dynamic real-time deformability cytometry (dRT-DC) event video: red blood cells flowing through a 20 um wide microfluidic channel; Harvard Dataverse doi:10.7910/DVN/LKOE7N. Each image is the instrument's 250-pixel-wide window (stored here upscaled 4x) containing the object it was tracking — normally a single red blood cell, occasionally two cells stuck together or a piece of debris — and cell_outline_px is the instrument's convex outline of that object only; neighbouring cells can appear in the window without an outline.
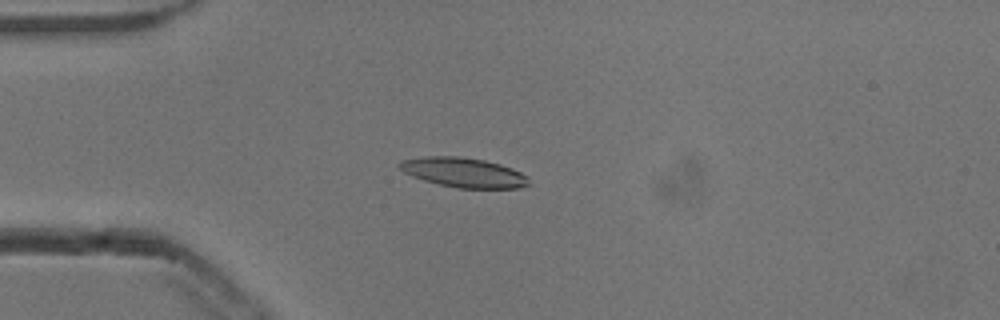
{"species": "common noctule bat (a hibernating species)", "species_latin": "Nyctalus noctula", "temperature_condition": "cold", "stored_images_in_passage": 53, "camera_frame_rate_fps": 3000, "um_per_image_px": 0.085, "animal": {"sex": "male", "body_mass_g": 13.3}, "frame": {"image": 1, "passage_image": 14, "time_ms": 4.333, "image_size_px": [1000, 320], "cell_outline_px": [[532, 184], [520, 188], [456, 188], [424, 180], [412, 176], [404, 172], [396, 164], [400, 160], [424, 156], [456, 156], [484, 160], [500, 164], [512, 168], [528, 176]], "centroid_in_image_um": [39.42, 14.66], "position_along_channel_um": 45.6, "area_um2": 22.48}}
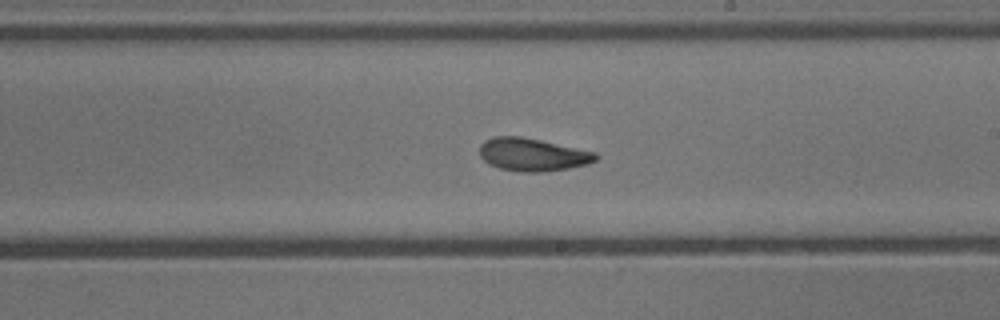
{"frame": {"image": 2, "passage_image": 31, "time_ms": 10.0, "image_size_px": [1000, 320], "cell_outline_px": [[600, 156], [596, 160], [588, 164], [568, 168], [544, 172], [520, 172], [500, 168], [484, 160], [480, 156], [480, 144], [484, 140], [496, 136], [520, 136], [540, 140], [596, 152]], "centroid_in_image_um": [45.28, 13.14], "position_along_channel_um": 243.7, "area_um2": 22.2}}
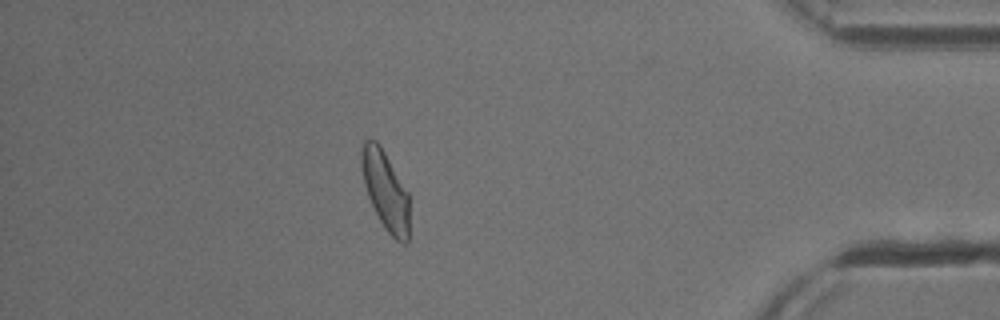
{"frame": {"image": 3, "passage_image": 47, "time_ms": 15.333, "image_size_px": [1000, 320], "cell_outline_px": [[408, 240], [404, 244], [396, 240], [384, 228], [368, 196], [364, 184], [360, 164], [360, 148], [364, 140], [376, 140], [380, 144], [408, 192]], "centroid_in_image_um": [32.73, 16.14], "position_along_channel_um": 402.5, "area_um2": 21.91}, "authors_computed_cell_mechanics": {"area_um2": 21.8484, "velocity_mm_per_s": 3.8191, "shape_relaxation_time_tau1_ms": 4.5706, "shape_relaxation_time_tau2_ms": 2.7469, "deformation_change_tau1": 0.1405, "deformation_change_tau2": 0.1016}}